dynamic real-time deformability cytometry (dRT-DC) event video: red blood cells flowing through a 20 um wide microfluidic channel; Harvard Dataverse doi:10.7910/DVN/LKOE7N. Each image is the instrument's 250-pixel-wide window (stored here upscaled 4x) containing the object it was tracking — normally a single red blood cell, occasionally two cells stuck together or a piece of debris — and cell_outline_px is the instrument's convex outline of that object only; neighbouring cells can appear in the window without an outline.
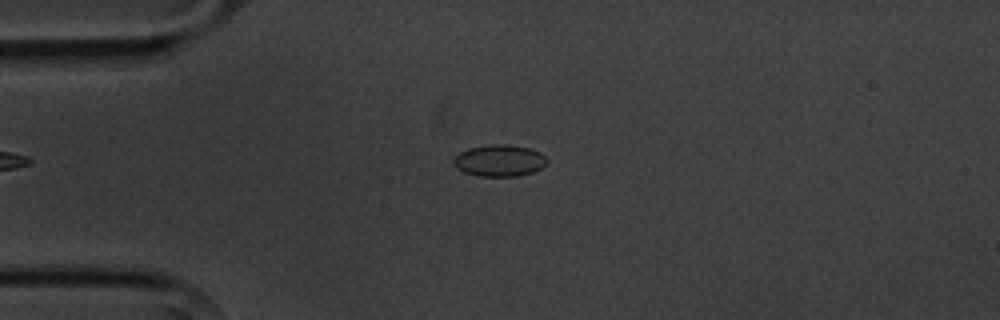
{"species": "common noctule bat (a hibernating species)", "species_latin": "Nyctalus noctula", "temperature_condition": "cold", "stored_images_in_passage": 12, "camera_frame_rate_fps": 3000, "um_per_image_px": 0.085, "animal": {"sex": "male", "body_mass_g": 20.1, "forearm_length_mm": 53.5}, "frame": {"image": 1, "passage_image": 1, "time_ms": 0.0, "image_size_px": [1000, 320], "cell_outline_px": [[548, 164], [532, 172], [516, 176], [480, 176], [464, 172], [452, 160], [460, 152], [468, 148], [496, 144], [504, 144], [528, 148], [540, 152], [548, 160]], "centroid_in_image_um": [42.48, 13.65], "position_along_channel_um": 42.5, "area_um2": 16.94}}
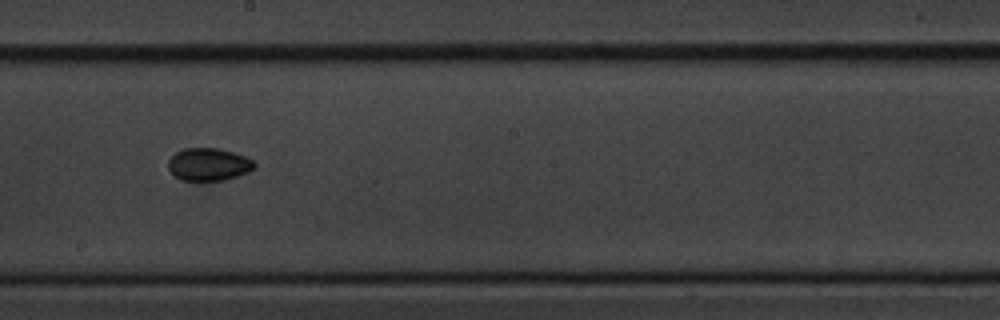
{"frame": {"image": 2, "passage_image": 6, "time_ms": 5.667, "image_size_px": [1000, 320], "cell_outline_px": [[256, 168], [248, 172], [224, 180], [180, 180], [168, 168], [168, 160], [176, 152], [184, 148], [216, 148], [232, 152], [244, 156], [252, 160], [256, 164]], "centroid_in_image_um": [17.73, 13.97], "position_along_channel_um": 230.5, "area_um2": 16.24}}
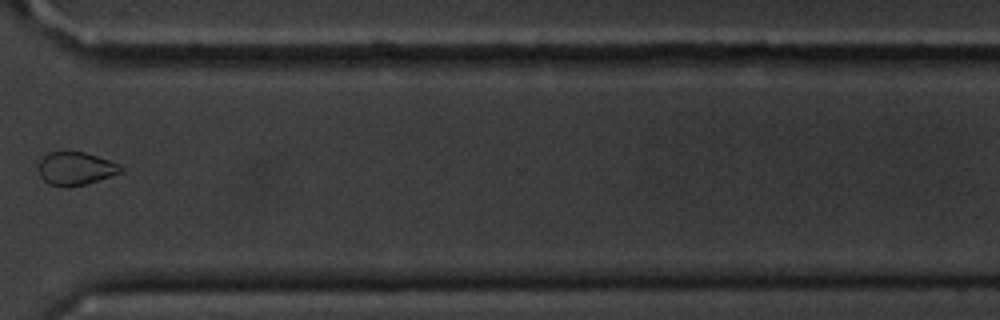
{"frame": {"image": 3, "passage_image": 9, "time_ms": 9.333, "image_size_px": [1000, 320], "cell_outline_px": [[124, 168], [120, 172], [84, 184], [68, 188], [64, 188], [48, 184], [40, 176], [40, 160], [48, 152], [84, 152], [120, 164]], "centroid_in_image_um": [6.4, 14.33], "position_along_channel_um": 364.2, "area_um2": 15.61}, "authors_computed_cell_mechanics": {"area_um2": 16.1551, "velocity_mm_per_s": 3.643, "shape_relaxation_time_tau1_ms": 1.2017, "shape_relaxation_time_tau2_ms": null, "deformation_change_tau1": 0.0388, "deformation_change_tau2": null}}